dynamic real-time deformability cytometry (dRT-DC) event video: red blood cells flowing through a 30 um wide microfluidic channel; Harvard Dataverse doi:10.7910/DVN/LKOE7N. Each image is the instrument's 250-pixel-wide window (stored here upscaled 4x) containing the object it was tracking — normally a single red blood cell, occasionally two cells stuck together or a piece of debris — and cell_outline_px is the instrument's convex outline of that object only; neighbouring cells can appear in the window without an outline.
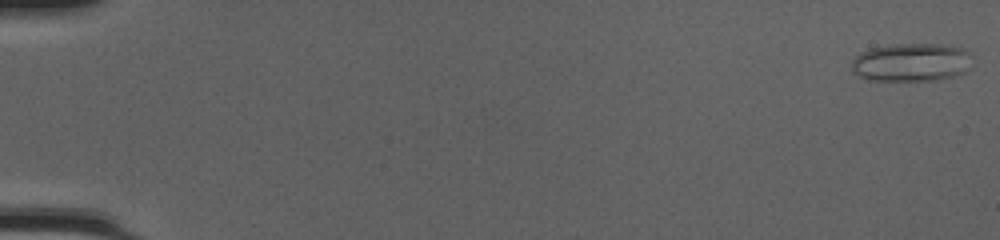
{"species": "common noctule bat (a hibernating species)", "species_latin": "Nyctalus noctula", "temperature_condition": "cold", "stored_images_in_passage": 50, "camera_frame_rate_fps": 3000, "um_per_image_px": 0.085, "animal": {"sex": "female", "body_mass_g": 20.0, "forearm_length_mm": 54.0}, "frame": {"image": 1, "passage_image": 1, "time_ms": 0.0, "image_size_px": [1000, 240], "cell_outline_px": [[972, 68], [956, 76], [936, 80], [868, 80], [852, 72], [852, 60], [860, 52], [868, 48], [892, 44], [940, 44], [964, 48], [972, 52]], "centroid_in_image_um": [77.52, 5.29], "position_along_channel_um": 7.5, "area_um2": 27.46}}
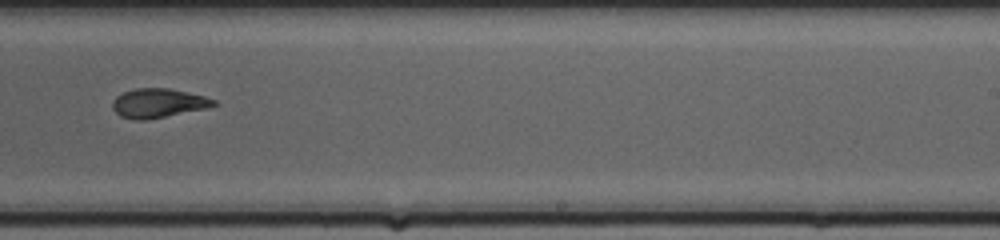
{"frame": {"image": 2, "passage_image": 33, "time_ms": 10.667, "image_size_px": [1000, 240], "cell_outline_px": [[216, 104], [204, 108], [148, 120], [132, 120], [120, 116], [112, 108], [112, 100], [116, 96], [124, 92], [136, 88], [168, 88], [204, 96], [216, 100]], "centroid_in_image_um": [13.38, 8.77], "position_along_channel_um": 275.6, "area_um2": 17.05}}
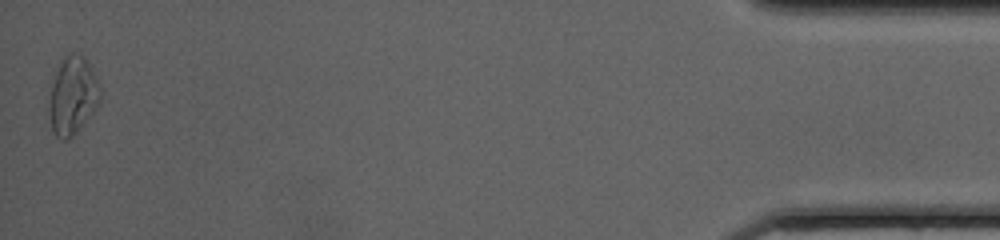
{"frame": {"image": 3, "passage_image": 50, "time_ms": 16.333, "image_size_px": [1000, 240], "cell_outline_px": [[100, 100], [96, 108], [80, 128], [68, 140], [60, 140], [52, 132], [48, 112], [48, 104], [52, 84], [60, 60], [68, 52], [76, 52], [88, 60], [96, 76], [100, 88]], "centroid_in_image_um": [6.16, 8.12], "position_along_channel_um": 429.0, "area_um2": 23.47}, "authors_computed_cell_mechanics": {"area_um2": 18.9584, "velocity_mm_per_s": 4.2065, "shape_relaxation_time_tau1_ms": 8.8324, "shape_relaxation_time_tau2_ms": 2.2623, "deformation_change_tau1": 0.2585, "deformation_change_tau2": 0.0809}}